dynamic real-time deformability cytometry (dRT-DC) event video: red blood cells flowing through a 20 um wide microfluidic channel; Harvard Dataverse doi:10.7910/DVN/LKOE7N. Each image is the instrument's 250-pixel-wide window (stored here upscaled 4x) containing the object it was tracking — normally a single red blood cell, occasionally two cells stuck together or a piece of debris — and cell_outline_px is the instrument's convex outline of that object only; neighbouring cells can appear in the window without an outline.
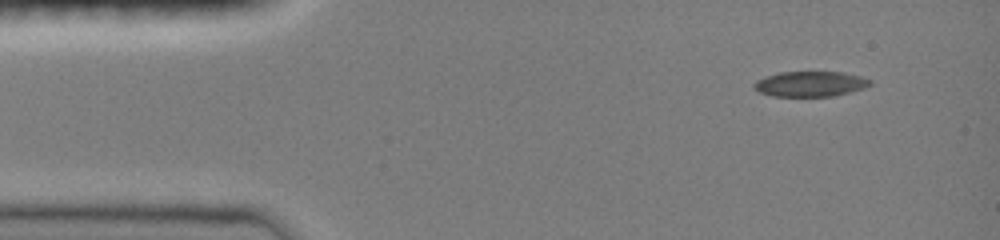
{"species": "common noctule bat (a hibernating species)", "species_latin": "Nyctalus noctula", "temperature_condition": "room temperature", "stored_images_in_passage": 4, "camera_frame_rate_fps": 3000, "um_per_image_px": 0.085, "animal": {"sex": "female", "body_mass_g": 19.0, "forearm_length_mm": 51.5}, "frame": {"image": 1, "passage_image": 1, "time_ms": 0.0, "image_size_px": [1000, 240], "cell_outline_px": [[872, 84], [864, 88], [832, 96], [772, 96], [760, 92], [752, 84], [756, 80], [780, 72], [844, 72], [860, 76], [872, 80]], "centroid_in_image_um": [68.9, 7.13], "position_along_channel_um": 16.1, "area_um2": 16.94}}
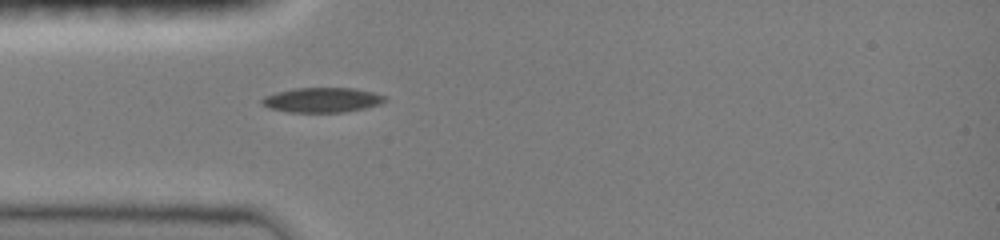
{"frame": {"image": 2, "passage_image": 4, "time_ms": 3.0, "image_size_px": [1000, 240], "cell_outline_px": [[388, 100], [380, 104], [364, 108], [344, 112], [288, 112], [268, 108], [260, 104], [260, 100], [264, 96], [276, 92], [292, 88], [356, 88], [372, 92], [384, 96]], "centroid_in_image_um": [27.34, 8.49], "position_along_channel_um": 57.7, "area_um2": 17.92}}